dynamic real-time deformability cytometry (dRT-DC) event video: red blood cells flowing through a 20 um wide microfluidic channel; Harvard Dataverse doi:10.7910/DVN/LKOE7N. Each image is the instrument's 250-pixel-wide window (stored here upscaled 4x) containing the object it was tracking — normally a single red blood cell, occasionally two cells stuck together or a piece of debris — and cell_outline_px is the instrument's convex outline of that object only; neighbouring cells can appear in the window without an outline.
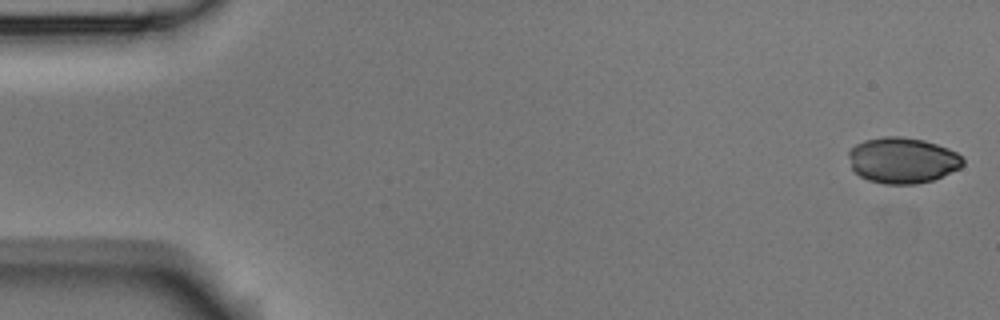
{"species": "Egyptian fruit bat (a non-hibernating species)", "species_latin": "Rousettus aegyptiacus", "temperature_condition": "room temperature", "stored_images_in_passage": 52, "camera_frame_rate_fps": 3000, "um_per_image_px": 0.085, "animal": {"sex": "male"}, "frame": {"image": 1, "passage_image": 1, "time_ms": 0.0, "image_size_px": [1000, 320], "cell_outline_px": [[964, 164], [960, 168], [932, 180], [916, 184], [884, 184], [868, 180], [860, 176], [852, 168], [848, 156], [848, 152], [856, 144], [864, 140], [884, 136], [900, 136], [924, 140], [948, 148], [956, 152], [964, 160]], "centroid_in_image_um": [76.7, 13.62], "position_along_channel_um": 8.3, "area_um2": 30.52}}
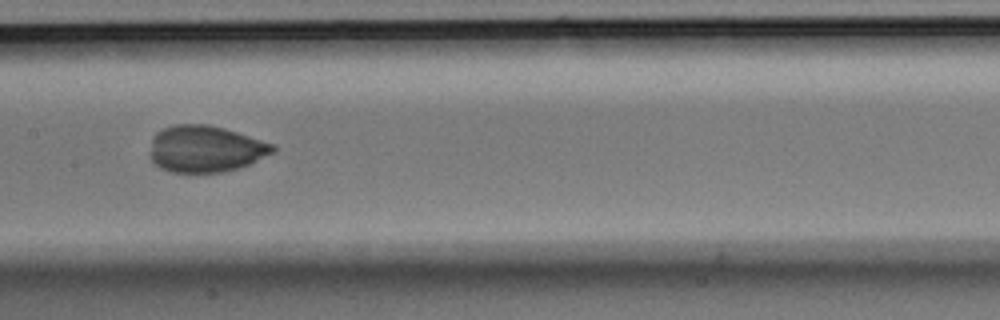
{"frame": {"image": 2, "passage_image": 26, "time_ms": 8.333, "image_size_px": [1000, 320], "cell_outline_px": [[276, 152], [248, 164], [224, 172], [168, 172], [152, 164], [152, 140], [156, 132], [164, 128], [176, 124], [208, 124], [224, 128], [272, 144], [276, 148]], "centroid_in_image_um": [17.45, 12.66], "position_along_channel_um": 190.0, "area_um2": 33.12}}
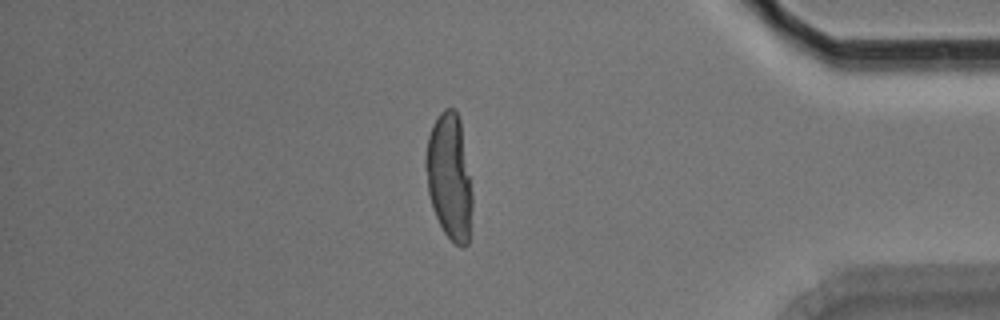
{"frame": {"image": 3, "passage_image": 45, "time_ms": 14.667, "image_size_px": [1000, 320], "cell_outline_px": [[472, 208], [468, 244], [464, 248], [460, 248], [444, 232], [432, 208], [428, 192], [424, 164], [424, 160], [428, 136], [432, 124], [440, 112], [444, 108], [452, 108], [456, 112], [460, 120], [472, 192]], "centroid_in_image_um": [38.18, 15.03], "position_along_channel_um": 397.0, "area_um2": 34.22}}